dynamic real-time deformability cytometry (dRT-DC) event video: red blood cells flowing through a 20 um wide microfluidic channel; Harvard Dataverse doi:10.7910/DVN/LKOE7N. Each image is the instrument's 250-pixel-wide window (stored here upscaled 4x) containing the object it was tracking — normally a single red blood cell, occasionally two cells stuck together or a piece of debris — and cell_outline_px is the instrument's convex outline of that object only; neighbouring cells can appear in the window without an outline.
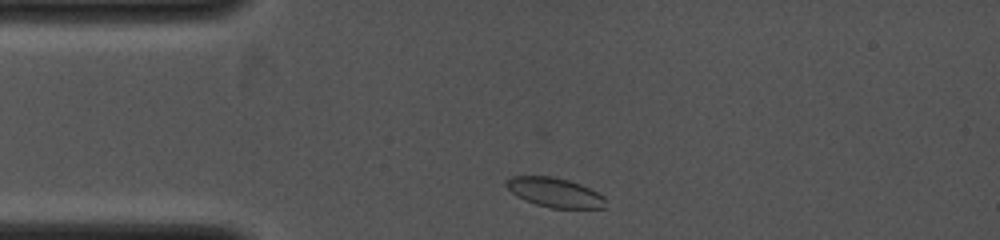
{"species": "common noctule bat (a hibernating species)", "species_latin": "Nyctalus noctula", "temperature_condition": "cold", "stored_images_in_passage": 45, "camera_frame_rate_fps": 4000, "um_per_image_px": 0.085, "animal": {"sex": "female", "body_mass_g": 19.0, "forearm_length_mm": 53.3}, "frame": {"image": 1, "passage_image": 2, "time_ms": 0.25, "image_size_px": [1000, 240], "cell_outline_px": [[604, 208], [552, 208], [536, 204], [524, 200], [516, 196], [504, 184], [504, 180], [512, 176], [552, 176], [568, 180], [580, 184], [604, 196]], "centroid_in_image_um": [47.1, 16.35], "position_along_channel_um": 37.9, "area_um2": 16.94}}
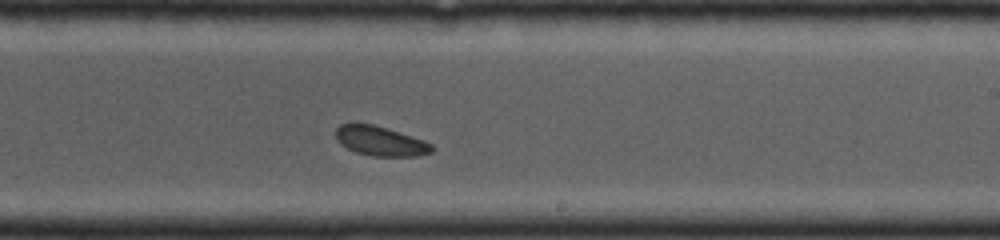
{"frame": {"image": 2, "passage_image": 26, "time_ms": 5.25, "image_size_px": [1000, 240], "cell_outline_px": [[432, 152], [416, 156], [372, 156], [356, 152], [340, 144], [336, 140], [336, 128], [340, 124], [352, 120], [372, 124], [400, 132], [424, 140], [432, 144]], "centroid_in_image_um": [32.26, 11.95], "position_along_channel_um": 256.7, "area_um2": 16.88}}
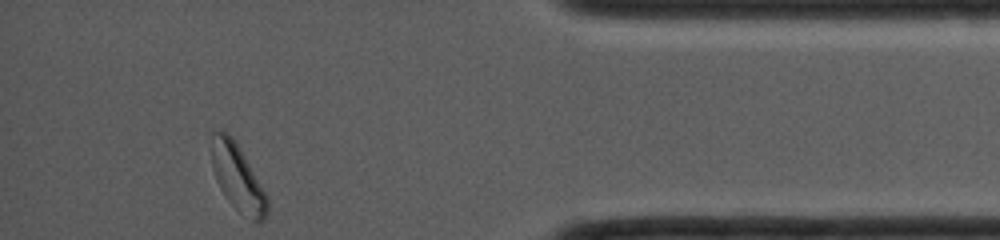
{"frame": {"image": 3, "passage_image": 44, "time_ms": 9.0, "image_size_px": [1000, 240], "cell_outline_px": [[268, 212], [264, 220], [260, 224], [256, 224], [240, 212], [228, 200], [220, 188], [216, 180], [212, 168], [212, 132], [216, 128], [228, 132], [232, 136], [268, 196]], "centroid_in_image_um": [20.21, 15.12], "position_along_channel_um": 415.0, "area_um2": 21.68}}